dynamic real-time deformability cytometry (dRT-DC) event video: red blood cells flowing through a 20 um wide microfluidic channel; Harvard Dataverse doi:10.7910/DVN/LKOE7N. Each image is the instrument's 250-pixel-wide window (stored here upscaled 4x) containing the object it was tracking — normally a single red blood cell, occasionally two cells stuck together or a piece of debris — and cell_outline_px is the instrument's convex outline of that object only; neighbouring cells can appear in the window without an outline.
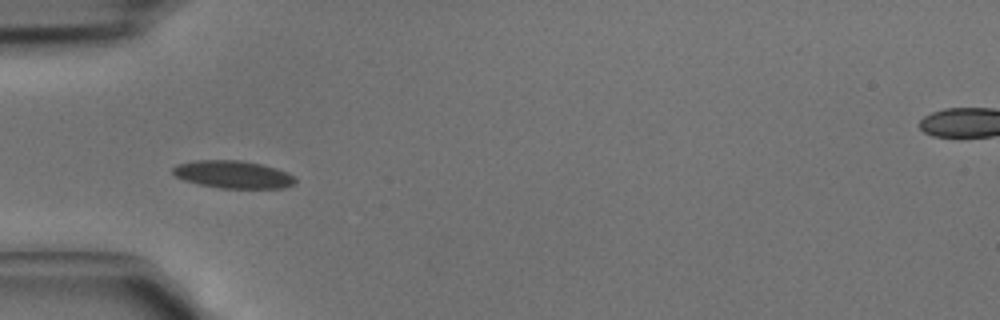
{"species": "common noctule bat (a hibernating species)", "species_latin": "Nyctalus noctula", "temperature_condition": "cold", "stored_images_in_passage": 4, "camera_frame_rate_fps": 3000, "um_per_image_px": 0.085, "animal": {"sex": "male", "body_mass_g": 15.6}, "frame": {"image": 1, "passage_image": 3, "time_ms": 0.667, "image_size_px": [1000, 320], "cell_outline_px": [[296, 184], [284, 188], [220, 188], [200, 184], [184, 180], [176, 176], [172, 172], [172, 168], [176, 164], [196, 160], [240, 160], [260, 164], [276, 168], [288, 172], [296, 180]], "centroid_in_image_um": [19.82, 14.83], "position_along_channel_um": 65.2, "area_um2": 19.71}}